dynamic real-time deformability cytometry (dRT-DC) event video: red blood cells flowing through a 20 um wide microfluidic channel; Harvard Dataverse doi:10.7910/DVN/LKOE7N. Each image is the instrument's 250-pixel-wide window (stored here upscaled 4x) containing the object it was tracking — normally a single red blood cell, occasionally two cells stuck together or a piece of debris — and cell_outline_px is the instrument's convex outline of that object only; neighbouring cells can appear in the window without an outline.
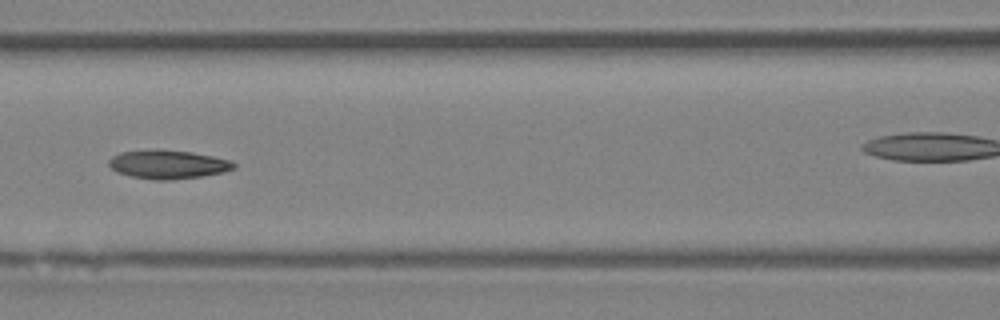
{"species": "Egyptian fruit bat (a non-hibernating species)", "species_latin": "Rousettus aegyptiacus", "temperature_condition": "room temperature", "stored_images_in_passage": 6, "segment_of_instrument_passage": [1, 2], "camera_frame_rate_fps": 3000, "um_per_image_px": 0.085, "animal": {"sex": "female"}, "frame": {"image": 1, "passage_image": 5, "time_ms": 5.333, "image_size_px": [1000, 320], "cell_outline_px": [[236, 168], [224, 172], [200, 176], [168, 180], [152, 180], [132, 176], [116, 172], [108, 164], [108, 160], [112, 156], [120, 152], [156, 148], [192, 152], [232, 160], [236, 164]], "centroid_in_image_um": [14.27, 13.96], "position_along_channel_um": 152.3, "area_um2": 21.15}}